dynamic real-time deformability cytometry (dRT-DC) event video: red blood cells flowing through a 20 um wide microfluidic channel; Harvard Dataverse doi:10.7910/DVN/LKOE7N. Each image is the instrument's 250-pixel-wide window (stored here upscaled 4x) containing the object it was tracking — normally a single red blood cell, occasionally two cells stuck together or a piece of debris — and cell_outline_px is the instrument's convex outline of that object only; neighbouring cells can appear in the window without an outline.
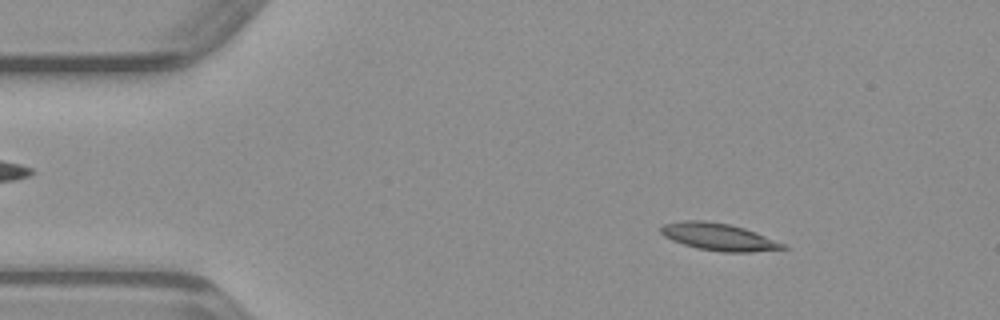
{"species": "common noctule bat (a hibernating species)", "species_latin": "Nyctalus noctula", "temperature_condition": "warm", "stored_images_in_passage": 48, "camera_frame_rate_fps": 3000, "um_per_image_px": 0.085, "animal": {"sex": "male", "body_mass_g": 23.1, "forearm_length_mm": 52.7}, "frame": {"image": 1, "passage_image": 6, "time_ms": 1.667, "image_size_px": [1000, 320], "cell_outline_px": [[788, 248], [752, 252], [724, 252], [696, 248], [672, 240], [664, 236], [660, 232], [660, 228], [664, 224], [680, 220], [704, 220], [728, 224], [744, 228], [756, 232], [784, 244]], "centroid_in_image_um": [61.05, 20.13], "position_along_channel_um": 23.9, "area_um2": 19.25}}
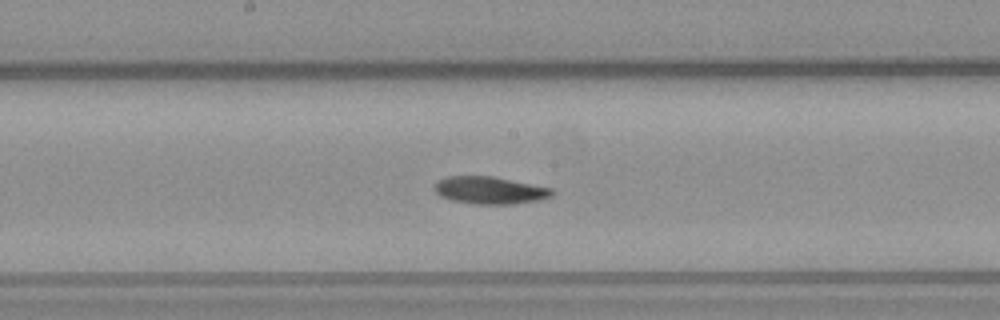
{"frame": {"image": 2, "passage_image": 24, "time_ms": 7.667, "image_size_px": [1000, 320], "cell_outline_px": [[556, 192], [552, 196], [544, 200], [516, 204], [472, 204], [452, 200], [440, 196], [432, 188], [440, 180], [448, 176], [492, 176], [552, 188]], "centroid_in_image_um": [41.69, 16.19], "position_along_channel_um": 206.5, "area_um2": 18.96}}
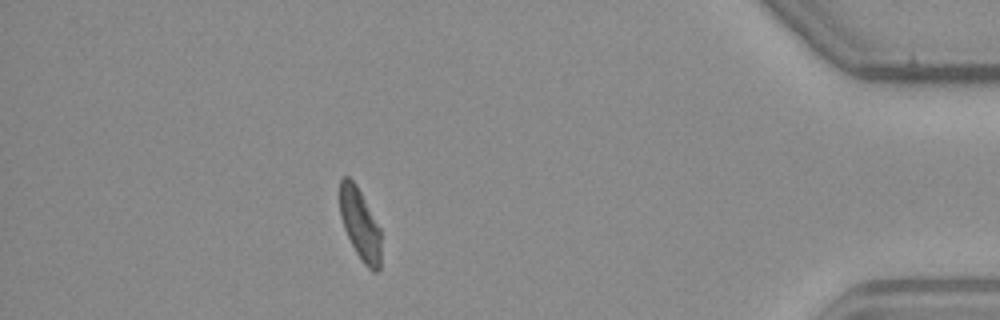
{"frame": {"image": 3, "passage_image": 42, "time_ms": 13.667, "image_size_px": [1000, 320], "cell_outline_px": [[380, 268], [376, 272], [372, 272], [364, 264], [356, 252], [344, 228], [340, 216], [340, 180], [344, 176], [348, 176], [356, 184], [380, 228]], "centroid_in_image_um": [30.6, 19.07], "position_along_channel_um": 404.6, "area_um2": 16.94}}